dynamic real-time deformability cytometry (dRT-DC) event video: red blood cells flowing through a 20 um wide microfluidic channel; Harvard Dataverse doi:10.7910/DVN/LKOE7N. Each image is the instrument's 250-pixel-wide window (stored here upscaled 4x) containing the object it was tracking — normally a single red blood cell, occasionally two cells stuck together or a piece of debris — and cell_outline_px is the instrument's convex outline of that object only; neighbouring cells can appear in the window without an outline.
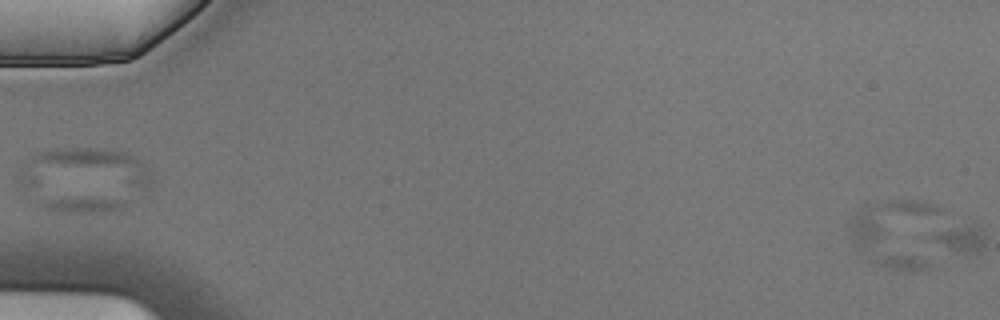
{"species": "Egyptian fruit bat (a non-hibernating species)", "species_latin": "Rousettus aegyptiacus", "temperature_condition": "cold", "stored_images_in_passage": 7, "segment_of_instrument_passage": [3, 3], "camera_frame_rate_fps": 3000, "um_per_image_px": 0.085, "animal": {"sex": "male"}, "frame": {"image": 1, "passage_image": 7, "time_ms": 2.0, "image_size_px": [1000, 320], "cell_outline_px": [[940, 268], [884, 268], [860, 252], [852, 240], [848, 228], [848, 224], [852, 216], [860, 208], [868, 204], [884, 200], [924, 200], [940, 208]], "centroid_in_image_um": [76.37, 19.85], "position_along_channel_um": 8.6, "area_um2": 39.25}}